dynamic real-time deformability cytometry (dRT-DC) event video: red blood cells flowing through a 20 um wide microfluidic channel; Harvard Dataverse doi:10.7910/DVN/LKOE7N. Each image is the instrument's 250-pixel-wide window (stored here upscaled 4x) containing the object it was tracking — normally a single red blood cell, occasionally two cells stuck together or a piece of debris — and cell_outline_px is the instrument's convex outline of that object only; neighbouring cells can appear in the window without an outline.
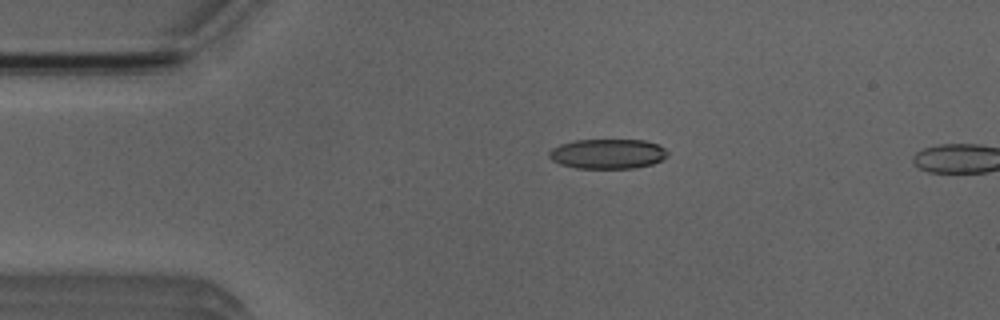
{"species": "Egyptian fruit bat (a non-hibernating species)", "species_latin": "Rousettus aegyptiacus", "temperature_condition": "room temperature", "stored_images_in_passage": 12, "camera_frame_rate_fps": 3000, "um_per_image_px": 0.085, "animal": {"sex": "male"}, "frame": {"image": 1, "passage_image": 10, "time_ms": 3.0, "image_size_px": [1000, 320], "cell_outline_px": [[668, 156], [652, 164], [636, 168], [576, 168], [560, 164], [552, 160], [548, 156], [548, 152], [552, 148], [560, 144], [576, 140], [644, 140], [660, 144], [668, 152]], "centroid_in_image_um": [51.66, 13.07], "position_along_channel_um": 33.3, "area_um2": 20.69}}